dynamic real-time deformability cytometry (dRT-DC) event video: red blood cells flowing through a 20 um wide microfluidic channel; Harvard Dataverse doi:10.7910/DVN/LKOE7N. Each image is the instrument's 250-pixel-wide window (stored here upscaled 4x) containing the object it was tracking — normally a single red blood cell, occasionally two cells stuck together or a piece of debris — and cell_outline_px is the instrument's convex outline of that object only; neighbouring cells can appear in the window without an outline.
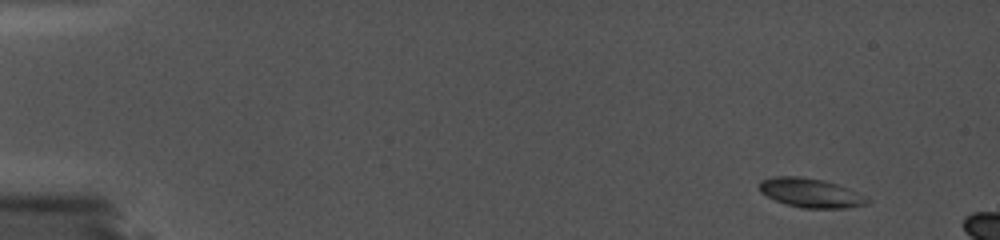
{"species": "common noctule bat (a hibernating species)", "species_latin": "Nyctalus noctula", "temperature_condition": "cold", "stored_images_in_passage": 6, "camera_frame_rate_fps": 5000, "um_per_image_px": 0.085, "animal": {"sex": "female", "body_mass_g": 19.0, "forearm_length_mm": 56.7}, "frame": {"image": 1, "passage_image": 1, "time_ms": 0.0, "image_size_px": [1000, 240], "cell_outline_px": [[860, 204], [844, 208], [800, 208], [784, 204], [768, 196], [760, 188], [760, 184], [764, 180], [820, 180], [832, 184]], "centroid_in_image_um": [68.61, 16.49], "position_along_channel_um": 16.4, "area_um2": 14.85}}